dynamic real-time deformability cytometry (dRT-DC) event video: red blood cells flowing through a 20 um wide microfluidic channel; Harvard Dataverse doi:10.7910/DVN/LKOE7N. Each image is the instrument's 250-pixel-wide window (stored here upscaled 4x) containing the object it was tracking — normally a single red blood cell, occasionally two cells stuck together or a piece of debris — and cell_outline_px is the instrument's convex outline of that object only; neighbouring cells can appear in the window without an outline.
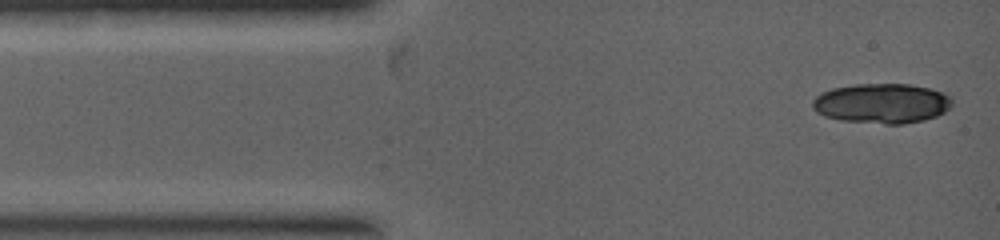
{"species": "common noctule bat (a hibernating species)", "species_latin": "Nyctalus noctula", "temperature_condition": "warm", "stored_images_in_passage": 6, "camera_frame_rate_fps": 5000, "um_per_image_px": 0.085, "animal": {"sex": "female", "body_mass_g": 19.0, "forearm_length_mm": 53.3}, "frame": {"image": 1, "passage_image": 1, "time_ms": 0.0, "image_size_px": [1000, 240], "cell_outline_px": [[952, 104], [944, 112], [936, 116], [924, 120], [904, 124], [884, 124], [840, 120], [824, 116], [816, 112], [812, 108], [812, 100], [820, 92], [832, 88], [856, 84], [908, 84], [928, 88], [944, 92], [952, 100]], "centroid_in_image_um": [74.92, 8.79], "position_along_channel_um": 10.1, "area_um2": 32.6}}